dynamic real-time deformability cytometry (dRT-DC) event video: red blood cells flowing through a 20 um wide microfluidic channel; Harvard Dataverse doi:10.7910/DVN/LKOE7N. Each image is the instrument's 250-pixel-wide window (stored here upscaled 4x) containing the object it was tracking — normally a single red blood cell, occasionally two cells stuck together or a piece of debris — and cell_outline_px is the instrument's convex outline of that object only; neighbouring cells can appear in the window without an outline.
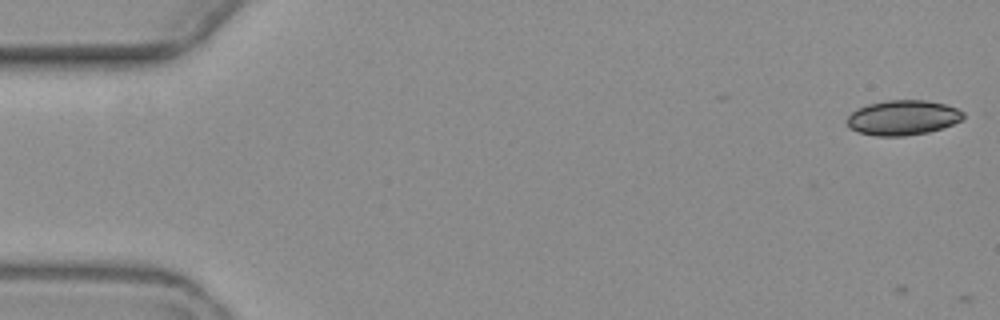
{"species": "common noctule bat (a hibernating species)", "species_latin": "Nyctalus noctula", "temperature_condition": "warm", "stored_images_in_passage": 3, "camera_frame_rate_fps": 3000, "um_per_image_px": 0.085, "animal": {"sex": "female", "body_mass_g": 19.3, "forearm_length_mm": 54.1}, "frame": {"image": 1, "passage_image": 1, "time_ms": 0.0, "image_size_px": [1000, 320], "cell_outline_px": [[964, 116], [960, 120], [952, 124], [928, 132], [904, 136], [876, 136], [860, 132], [848, 128], [844, 120], [856, 108], [868, 104], [888, 100], [924, 100], [944, 104], [956, 108], [964, 112]], "centroid_in_image_um": [76.68, 10.0], "position_along_channel_um": 8.3, "area_um2": 23.64}}